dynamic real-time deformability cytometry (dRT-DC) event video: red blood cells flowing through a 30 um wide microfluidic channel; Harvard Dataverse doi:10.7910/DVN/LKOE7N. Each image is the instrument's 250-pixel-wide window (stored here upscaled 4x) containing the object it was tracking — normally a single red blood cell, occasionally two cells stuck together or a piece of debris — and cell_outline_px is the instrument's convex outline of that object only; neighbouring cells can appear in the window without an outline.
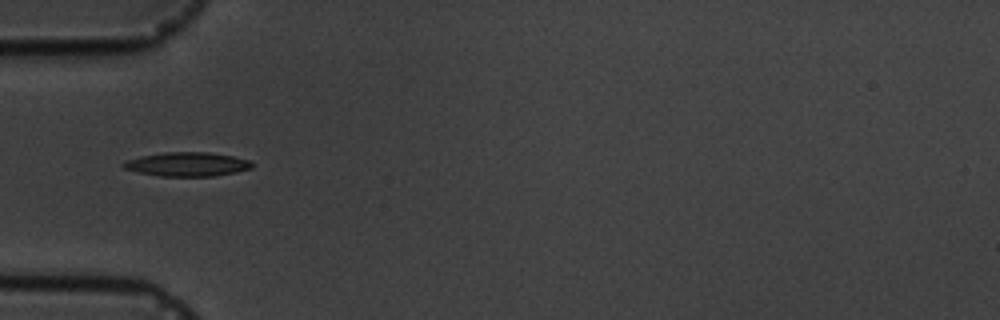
{"species": "common noctule bat (a hibernating species)", "species_latin": "Nyctalus noctula", "temperature_condition": "cold", "stored_images_in_passage": 1, "camera_frame_rate_fps": 3000, "um_per_image_px": 0.085, "animal": {"sex": "male", "body_mass_g": 19.5, "forearm_length_mm": 54.6}, "frame": {"image": 1, "passage_image": 1, "time_ms": 0.0, "image_size_px": [1000, 320], "cell_outline_px": [[252, 168], [236, 172], [212, 176], [160, 176], [140, 172], [124, 168], [120, 164], [124, 160], [140, 156], [164, 152], [208, 152], [232, 156], [248, 160], [252, 164]], "centroid_in_image_um": [15.87, 13.95], "position_along_channel_um": 69.1, "area_um2": 17.92}}